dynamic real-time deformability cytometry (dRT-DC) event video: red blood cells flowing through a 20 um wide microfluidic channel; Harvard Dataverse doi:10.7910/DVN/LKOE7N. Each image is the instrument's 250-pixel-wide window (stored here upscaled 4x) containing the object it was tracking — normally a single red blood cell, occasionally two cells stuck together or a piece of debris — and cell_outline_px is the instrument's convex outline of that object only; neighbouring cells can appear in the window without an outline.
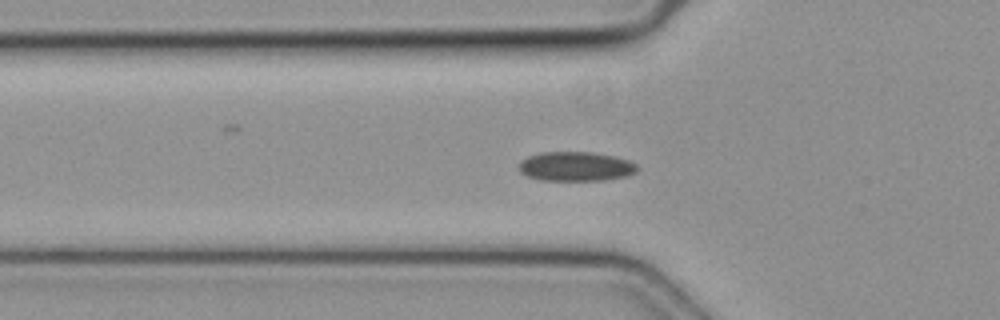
{"species": "common noctule bat (a hibernating species)", "species_latin": "Nyctalus noctula", "temperature_condition": "cold", "stored_images_in_passage": 36, "segment_of_instrument_passage": [1, 2], "camera_frame_rate_fps": 3000, "um_per_image_px": 0.085, "animal": {"sex": "female", "body_mass_g": 19.3, "forearm_length_mm": 54.1}, "frame": {"image": 1, "passage_image": 2, "time_ms": 0.333, "image_size_px": [1000, 320], "cell_outline_px": [[636, 172], [628, 176], [604, 180], [540, 180], [528, 176], [520, 172], [520, 160], [528, 156], [540, 152], [592, 152], [616, 156], [628, 160], [636, 164]], "centroid_in_image_um": [48.94, 14.14], "position_along_channel_um": 76.9, "area_um2": 20.29}}
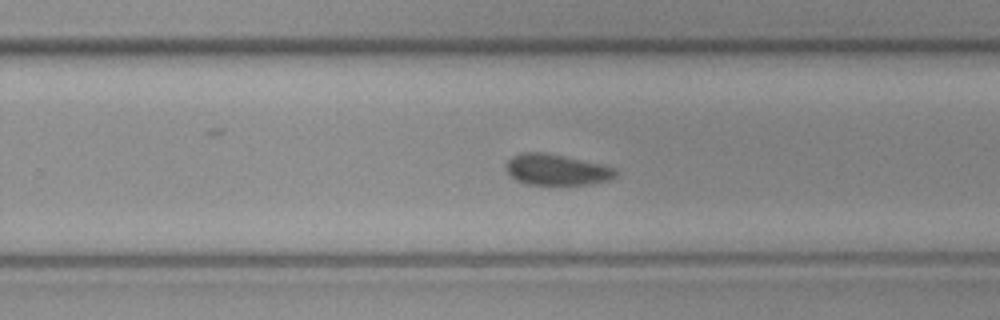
{"frame": {"image": 2, "passage_image": 17, "time_ms": 5.333, "image_size_px": [1000, 320], "cell_outline_px": [[616, 176], [608, 180], [588, 184], [528, 184], [516, 180], [508, 172], [504, 164], [512, 156], [520, 152], [544, 152], [564, 156], [600, 164], [616, 168]], "centroid_in_image_um": [47.27, 14.41], "position_along_channel_um": 282.5, "area_um2": 19.59}}
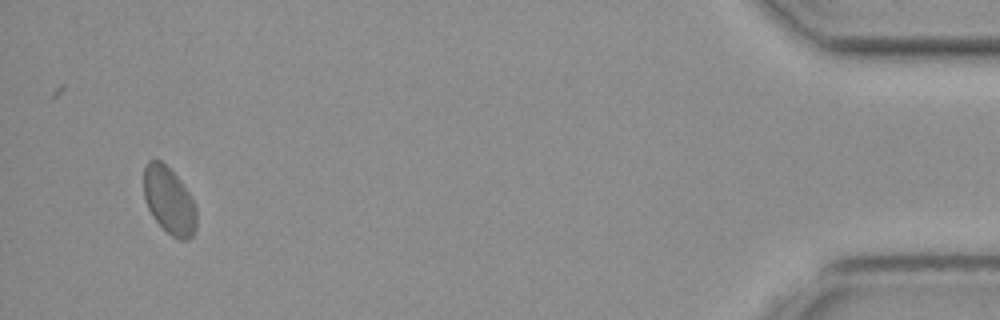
{"frame": {"image": 3, "passage_image": 33, "time_ms": 10.667, "image_size_px": [1000, 320], "cell_outline_px": [[196, 228], [192, 236], [188, 240], [180, 240], [172, 236], [152, 216], [148, 208], [144, 196], [144, 168], [148, 160], [160, 160], [180, 180], [188, 192], [196, 208]], "centroid_in_image_um": [14.37, 17.06], "position_along_channel_um": 420.8, "area_um2": 20.35}}